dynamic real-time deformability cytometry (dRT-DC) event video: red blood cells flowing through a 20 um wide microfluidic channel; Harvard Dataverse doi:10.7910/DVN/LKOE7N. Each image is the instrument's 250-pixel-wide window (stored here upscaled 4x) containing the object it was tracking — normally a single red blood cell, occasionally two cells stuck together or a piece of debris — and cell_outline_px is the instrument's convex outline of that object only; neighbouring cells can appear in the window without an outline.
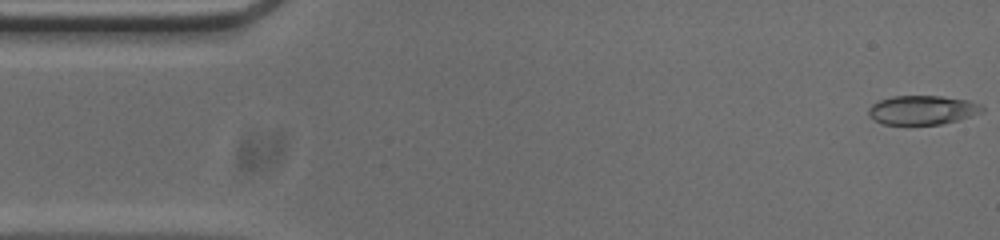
{"species": "common noctule bat (a hibernating species)", "species_latin": "Nyctalus noctula", "temperature_condition": "cold", "stored_images_in_passage": 6, "camera_frame_rate_fps": 3000, "um_per_image_px": 0.085, "animal": {"sex": "male", "body_mass_g": 20.0, "forearm_length_mm": 53.3}, "frame": {"image": 1, "passage_image": 1, "time_ms": 0.0, "image_size_px": [1000, 240], "cell_outline_px": [[984, 112], [956, 120], [940, 124], [884, 124], [876, 120], [868, 112], [868, 108], [872, 104], [880, 100], [892, 96], [940, 96], [968, 100], [980, 104], [984, 108]], "centroid_in_image_um": [78.43, 9.34], "position_along_channel_um": 6.6, "area_um2": 19.02}}